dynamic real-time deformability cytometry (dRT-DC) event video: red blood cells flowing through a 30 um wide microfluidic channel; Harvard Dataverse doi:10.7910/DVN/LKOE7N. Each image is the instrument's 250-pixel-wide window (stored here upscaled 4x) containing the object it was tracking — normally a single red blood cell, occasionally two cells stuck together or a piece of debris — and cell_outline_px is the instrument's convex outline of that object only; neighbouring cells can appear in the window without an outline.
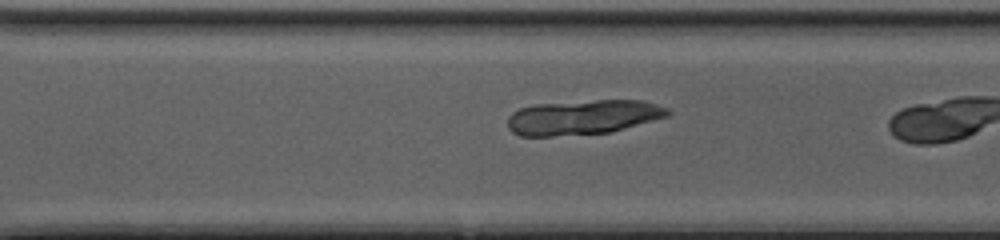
{"species": "common noctule bat (a hibernating species)", "species_latin": "Nyctalus noctula", "temperature_condition": "cold", "stored_images_in_passage": 29, "camera_frame_rate_fps": 3000, "um_per_image_px": 0.085, "animal": {"sex": "female", "body_mass_g": 20.0, "forearm_length_mm": 54.0}, "frame": {"image": 1, "passage_image": 25, "time_ms": 8.0, "image_size_px": [1000, 240], "cell_outline_px": [[672, 112], [668, 116], [612, 132], [552, 136], [520, 136], [512, 132], [508, 128], [508, 116], [512, 112], [520, 108], [532, 104], [596, 100], [640, 100], [656, 104], [668, 108]], "centroid_in_image_um": [49.54, 9.96], "position_along_channel_um": 321.1, "area_um2": 32.54}}